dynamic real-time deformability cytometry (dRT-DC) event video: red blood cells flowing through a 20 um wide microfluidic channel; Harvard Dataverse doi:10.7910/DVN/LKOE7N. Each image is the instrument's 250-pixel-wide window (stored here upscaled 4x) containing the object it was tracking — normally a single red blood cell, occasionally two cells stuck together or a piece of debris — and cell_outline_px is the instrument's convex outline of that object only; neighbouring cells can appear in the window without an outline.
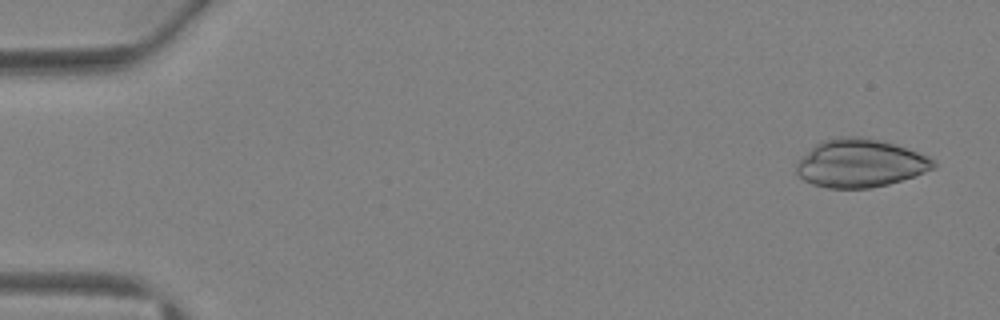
{"species": "Egyptian fruit bat (a non-hibernating species)", "species_latin": "Rousettus aegyptiacus", "temperature_condition": "warm", "stored_images_in_passage": 3, "camera_frame_rate_fps": 3000, "um_per_image_px": 0.085, "animal": {"sex": "female"}, "frame": {"image": 1, "passage_image": 1, "time_ms": 0.0, "image_size_px": [1000, 320], "cell_outline_px": [[936, 168], [888, 184], [868, 188], [828, 188], [812, 184], [804, 180], [796, 172], [796, 160], [816, 144], [824, 140], [840, 136], [860, 136], [880, 140], [928, 156], [936, 160]], "centroid_in_image_um": [73.08, 13.87], "position_along_channel_um": 11.9, "area_um2": 38.26}}
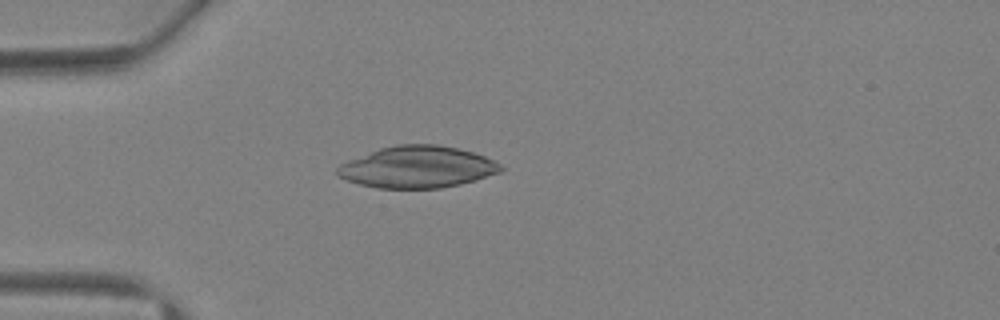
{"frame": {"image": 2, "passage_image": 3, "time_ms": 3.333, "image_size_px": [1000, 320], "cell_outline_px": [[504, 168], [500, 172], [476, 180], [460, 184], [440, 188], [376, 188], [360, 184], [348, 180], [340, 176], [336, 172], [336, 168], [340, 164], [348, 160], [380, 148], [396, 144], [436, 144], [456, 148], [472, 152], [484, 156], [500, 164]], "centroid_in_image_um": [35.47, 14.2], "position_along_channel_um": 49.5, "area_um2": 39.54}}